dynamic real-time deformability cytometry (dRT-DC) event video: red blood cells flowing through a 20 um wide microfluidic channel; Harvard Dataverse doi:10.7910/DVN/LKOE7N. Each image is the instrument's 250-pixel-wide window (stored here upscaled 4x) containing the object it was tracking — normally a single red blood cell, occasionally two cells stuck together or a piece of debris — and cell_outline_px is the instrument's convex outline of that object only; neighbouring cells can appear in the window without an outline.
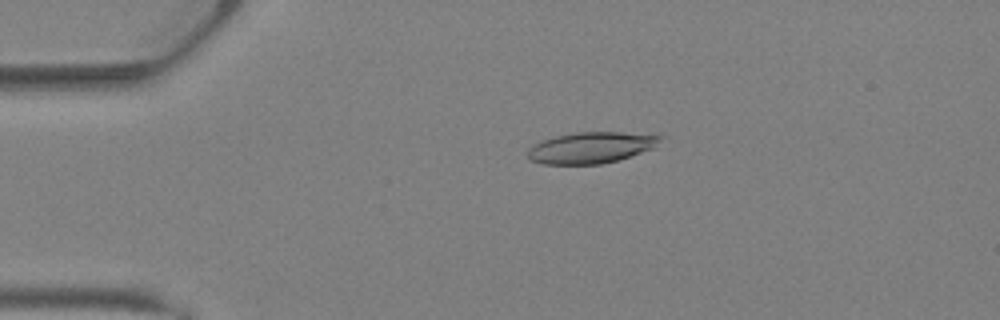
{"species": "Egyptian fruit bat (a non-hibernating species)", "species_latin": "Rousettus aegyptiacus", "temperature_condition": "warm", "stored_images_in_passage": 37, "camera_frame_rate_fps": 3000, "um_per_image_px": 0.085, "animal": {"sex": "female"}, "frame": {"image": 1, "passage_image": 8, "time_ms": 2.333, "image_size_px": [1000, 320], "cell_outline_px": [[664, 136], [656, 148], [620, 160], [600, 164], [544, 164], [528, 160], [528, 148], [544, 140], [556, 136], [576, 132], [620, 132]], "centroid_in_image_um": [50.29, 12.56], "position_along_channel_um": 34.7, "area_um2": 24.22}}
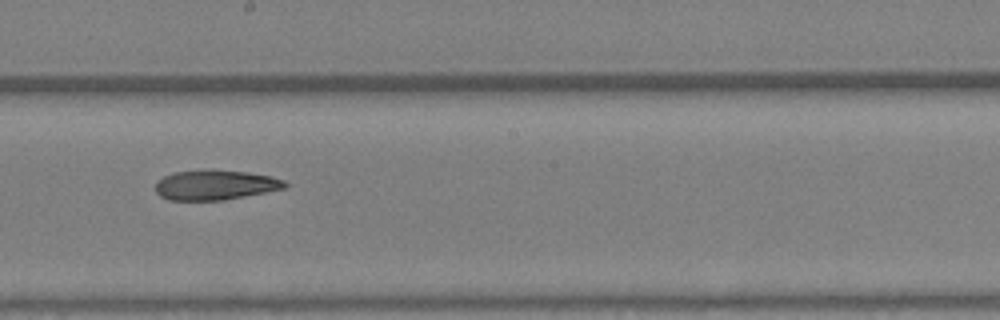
{"frame": {"image": 2, "passage_image": 21, "time_ms": 6.667, "image_size_px": [1000, 320], "cell_outline_px": [[288, 188], [224, 200], [168, 200], [160, 196], [156, 192], [156, 180], [172, 172], [248, 172], [272, 176], [284, 180], [288, 184]], "centroid_in_image_um": [18.33, 15.76], "position_along_channel_um": 229.9, "area_um2": 22.02}}
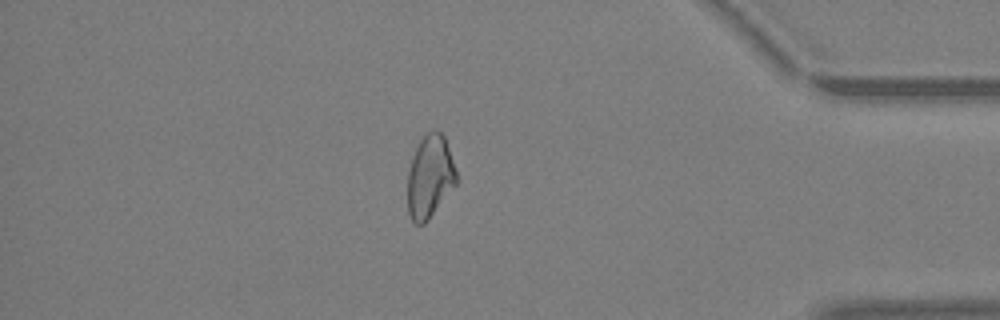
{"frame": {"image": 3, "passage_image": 32, "time_ms": 10.333, "image_size_px": [1000, 320], "cell_outline_px": [[456, 184], [428, 220], [424, 224], [416, 224], [412, 220], [408, 212], [408, 172], [412, 156], [420, 140], [428, 132], [440, 132], [444, 136], [456, 172]], "centroid_in_image_um": [36.52, 15.05], "position_along_channel_um": 398.7, "area_um2": 23.06}}